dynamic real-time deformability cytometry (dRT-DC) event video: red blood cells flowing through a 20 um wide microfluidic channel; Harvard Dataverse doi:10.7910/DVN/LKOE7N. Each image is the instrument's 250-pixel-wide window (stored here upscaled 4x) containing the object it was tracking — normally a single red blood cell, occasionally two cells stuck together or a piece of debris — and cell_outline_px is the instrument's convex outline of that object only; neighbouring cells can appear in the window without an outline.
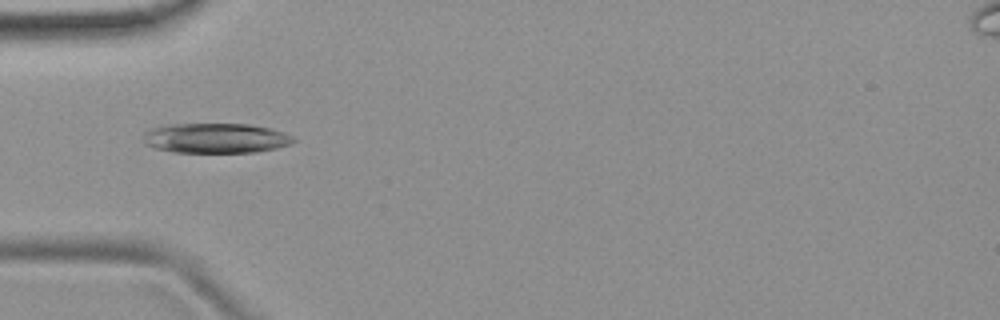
{"species": "common noctule bat (a hibernating species)", "species_latin": "Nyctalus noctula", "temperature_condition": "room temperature", "stored_images_in_passage": 49, "camera_frame_rate_fps": 3000, "um_per_image_px": 0.085, "animal": {"sex": "female", "body_mass_g": 19.9}, "frame": {"image": 1, "passage_image": 14, "time_ms": 4.333, "image_size_px": [1000, 320], "cell_outline_px": [[296, 140], [292, 144], [276, 148], [256, 152], [172, 152], [156, 148], [144, 144], [144, 132], [148, 128], [168, 124], [248, 124], [268, 128], [284, 132], [292, 136]], "centroid_in_image_um": [18.31, 11.74], "position_along_channel_um": 66.7, "area_um2": 26.3}}
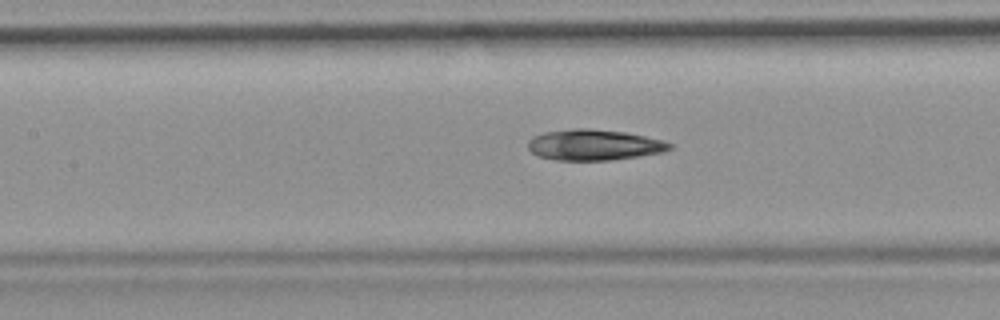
{"frame": {"image": 2, "passage_image": 21, "time_ms": 6.667, "image_size_px": [1000, 320], "cell_outline_px": [[676, 144], [672, 148], [664, 152], [640, 156], [608, 160], [556, 160], [536, 156], [528, 148], [528, 140], [544, 132], [572, 128], [588, 128], [624, 132], [664, 140]], "centroid_in_image_um": [50.52, 12.31], "position_along_channel_um": 156.9, "area_um2": 25.61}}
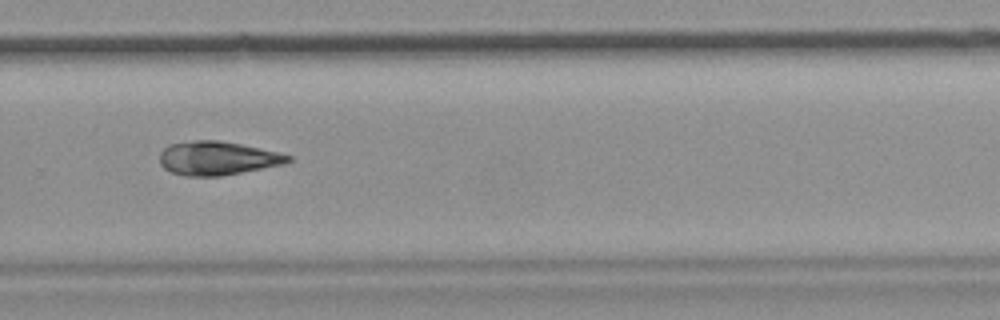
{"frame": {"image": 3, "passage_image": 33, "time_ms": 10.667, "image_size_px": [1000, 320], "cell_outline_px": [[292, 160], [288, 164], [220, 176], [184, 176], [172, 172], [164, 168], [160, 164], [160, 152], [168, 144], [192, 140], [216, 140], [240, 144], [276, 152], [292, 156]], "centroid_in_image_um": [18.48, 13.45], "position_along_channel_um": 311.3, "area_um2": 25.32}, "authors_computed_cell_mechanics": {"area_um2": 25.432, "velocity_mm_per_s": 3.8754, "shape_relaxation_time_tau1_ms": null, "shape_relaxation_time_tau2_ms": 7.8844, "deformation_change_tau1": null, "deformation_change_tau2": 0.1545}}